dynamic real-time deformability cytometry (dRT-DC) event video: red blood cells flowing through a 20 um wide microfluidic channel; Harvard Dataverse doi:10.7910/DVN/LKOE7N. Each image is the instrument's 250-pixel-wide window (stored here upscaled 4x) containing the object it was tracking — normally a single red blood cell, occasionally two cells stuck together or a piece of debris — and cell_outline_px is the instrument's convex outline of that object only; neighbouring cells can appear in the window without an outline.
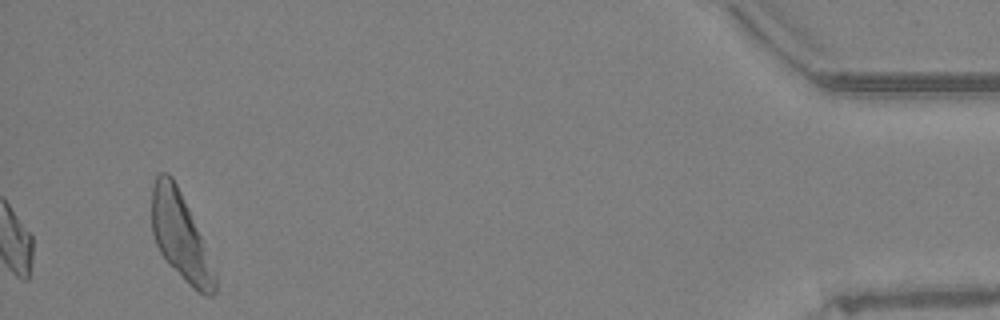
{"species": "Egyptian fruit bat (a non-hibernating species)", "species_latin": "Rousettus aegyptiacus", "temperature_condition": "warm", "stored_images_in_passage": 48, "segment_of_instrument_passage": [2, 2], "camera_frame_rate_fps": 3000, "um_per_image_px": 0.085, "animal": {"sex": "female"}, "frame": {"image": 1, "passage_image": 48, "time_ms": 15.667, "image_size_px": [1000, 320], "cell_outline_px": [[216, 292], [212, 296], [204, 296], [192, 288], [168, 264], [160, 252], [156, 244], [152, 232], [152, 188], [156, 176], [160, 172], [168, 172], [172, 176], [188, 208], [216, 272]], "centroid_in_image_um": [15.33, 20.12], "position_along_channel_um": 419.9, "area_um2": 31.73}}